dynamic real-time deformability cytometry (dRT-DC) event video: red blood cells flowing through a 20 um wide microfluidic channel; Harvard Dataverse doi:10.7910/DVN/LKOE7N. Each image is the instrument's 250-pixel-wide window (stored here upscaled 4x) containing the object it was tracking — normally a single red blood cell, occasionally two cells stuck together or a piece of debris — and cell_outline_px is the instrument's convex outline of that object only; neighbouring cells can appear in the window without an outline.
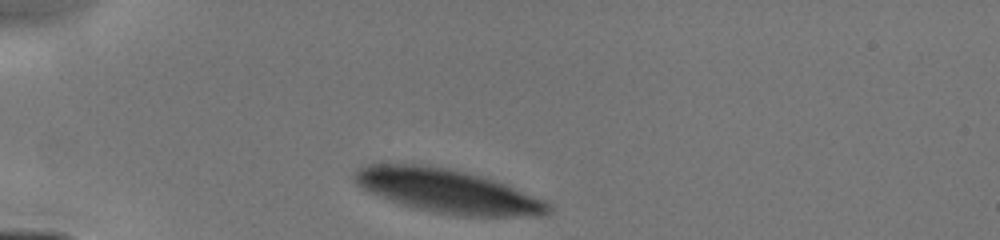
{"species": "human", "species_latin": "Homo sapiens", "temperature_condition": "cold", "stored_images_in_passage": 3, "camera_frame_rate_fps": 3000, "um_per_image_px": 0.085, "donor": {"sex": "male"}, "frame": {"image": 1, "passage_image": 1, "time_ms": 0.0, "image_size_px": [1000, 240], "cell_outline_px": [[552, 212], [544, 216], [460, 216], [432, 212], [416, 208], [380, 196], [360, 188], [356, 184], [352, 176], [356, 168], [368, 164], [424, 164], [448, 168], [480, 176], [504, 184], [544, 200], [552, 208]], "centroid_in_image_um": [38.02, 16.24], "position_along_channel_um": 47.0, "area_um2": 49.13}}
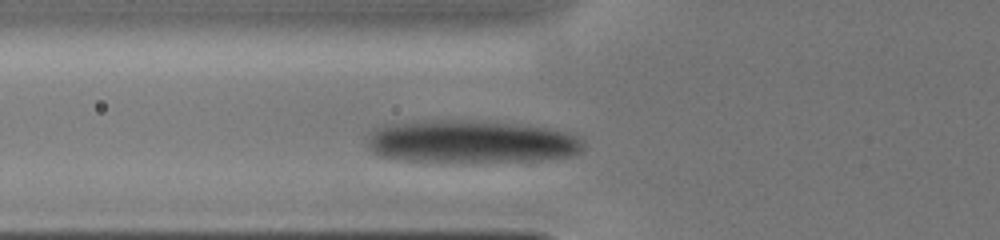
{"frame": {"image": 2, "passage_image": 3, "time_ms": 1.667, "image_size_px": [1000, 240], "cell_outline_px": [[584, 148], [576, 156], [536, 160], [476, 164], [440, 164], [404, 160], [380, 156], [372, 152], [368, 148], [368, 140], [376, 128], [384, 124], [416, 120], [468, 120], [520, 124], [568, 132], [584, 140]], "centroid_in_image_um": [40.04, 12.09], "position_along_channel_um": 85.8, "area_um2": 55.83}}